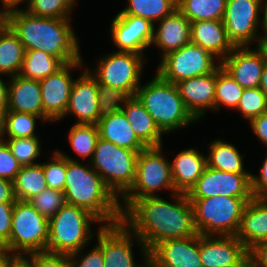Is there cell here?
<instances>
[{"instance_id":"obj_22","label":"cell","mask_w":267,"mask_h":267,"mask_svg":"<svg viewBox=\"0 0 267 267\" xmlns=\"http://www.w3.org/2000/svg\"><path fill=\"white\" fill-rule=\"evenodd\" d=\"M157 23L151 45L162 52V57L191 42V22L178 9Z\"/></svg>"},{"instance_id":"obj_29","label":"cell","mask_w":267,"mask_h":267,"mask_svg":"<svg viewBox=\"0 0 267 267\" xmlns=\"http://www.w3.org/2000/svg\"><path fill=\"white\" fill-rule=\"evenodd\" d=\"M25 49L17 34L0 18V73L7 77L19 74Z\"/></svg>"},{"instance_id":"obj_42","label":"cell","mask_w":267,"mask_h":267,"mask_svg":"<svg viewBox=\"0 0 267 267\" xmlns=\"http://www.w3.org/2000/svg\"><path fill=\"white\" fill-rule=\"evenodd\" d=\"M28 202L49 220L66 204V198L63 191L47 188Z\"/></svg>"},{"instance_id":"obj_55","label":"cell","mask_w":267,"mask_h":267,"mask_svg":"<svg viewBox=\"0 0 267 267\" xmlns=\"http://www.w3.org/2000/svg\"><path fill=\"white\" fill-rule=\"evenodd\" d=\"M12 255L9 253L8 249L0 244V267H6Z\"/></svg>"},{"instance_id":"obj_43","label":"cell","mask_w":267,"mask_h":267,"mask_svg":"<svg viewBox=\"0 0 267 267\" xmlns=\"http://www.w3.org/2000/svg\"><path fill=\"white\" fill-rule=\"evenodd\" d=\"M43 172L48 188L63 191L67 172V158L56 149L53 151L51 159L43 162Z\"/></svg>"},{"instance_id":"obj_44","label":"cell","mask_w":267,"mask_h":267,"mask_svg":"<svg viewBox=\"0 0 267 267\" xmlns=\"http://www.w3.org/2000/svg\"><path fill=\"white\" fill-rule=\"evenodd\" d=\"M32 267H72L69 255L48 251L29 253L22 256Z\"/></svg>"},{"instance_id":"obj_32","label":"cell","mask_w":267,"mask_h":267,"mask_svg":"<svg viewBox=\"0 0 267 267\" xmlns=\"http://www.w3.org/2000/svg\"><path fill=\"white\" fill-rule=\"evenodd\" d=\"M63 66L64 64L58 58L42 50L25 51L18 75L26 79L40 81L49 75L55 74Z\"/></svg>"},{"instance_id":"obj_21","label":"cell","mask_w":267,"mask_h":267,"mask_svg":"<svg viewBox=\"0 0 267 267\" xmlns=\"http://www.w3.org/2000/svg\"><path fill=\"white\" fill-rule=\"evenodd\" d=\"M186 108L200 121L207 110H214L216 71L176 83Z\"/></svg>"},{"instance_id":"obj_33","label":"cell","mask_w":267,"mask_h":267,"mask_svg":"<svg viewBox=\"0 0 267 267\" xmlns=\"http://www.w3.org/2000/svg\"><path fill=\"white\" fill-rule=\"evenodd\" d=\"M126 8L117 14L145 18L154 25L177 9L178 0H127Z\"/></svg>"},{"instance_id":"obj_49","label":"cell","mask_w":267,"mask_h":267,"mask_svg":"<svg viewBox=\"0 0 267 267\" xmlns=\"http://www.w3.org/2000/svg\"><path fill=\"white\" fill-rule=\"evenodd\" d=\"M248 123L259 142L267 147V112L251 119Z\"/></svg>"},{"instance_id":"obj_46","label":"cell","mask_w":267,"mask_h":267,"mask_svg":"<svg viewBox=\"0 0 267 267\" xmlns=\"http://www.w3.org/2000/svg\"><path fill=\"white\" fill-rule=\"evenodd\" d=\"M85 248L69 255L72 267H103L102 249L97 244L92 247V250H87L88 252H85Z\"/></svg>"},{"instance_id":"obj_35","label":"cell","mask_w":267,"mask_h":267,"mask_svg":"<svg viewBox=\"0 0 267 267\" xmlns=\"http://www.w3.org/2000/svg\"><path fill=\"white\" fill-rule=\"evenodd\" d=\"M227 0H178L177 9L190 21L223 20Z\"/></svg>"},{"instance_id":"obj_57","label":"cell","mask_w":267,"mask_h":267,"mask_svg":"<svg viewBox=\"0 0 267 267\" xmlns=\"http://www.w3.org/2000/svg\"><path fill=\"white\" fill-rule=\"evenodd\" d=\"M259 88L266 94L267 96V63L263 68L262 74H261V80Z\"/></svg>"},{"instance_id":"obj_19","label":"cell","mask_w":267,"mask_h":267,"mask_svg":"<svg viewBox=\"0 0 267 267\" xmlns=\"http://www.w3.org/2000/svg\"><path fill=\"white\" fill-rule=\"evenodd\" d=\"M199 255L203 267H236L249 250L236 236L199 234Z\"/></svg>"},{"instance_id":"obj_30","label":"cell","mask_w":267,"mask_h":267,"mask_svg":"<svg viewBox=\"0 0 267 267\" xmlns=\"http://www.w3.org/2000/svg\"><path fill=\"white\" fill-rule=\"evenodd\" d=\"M207 166L229 173H252L244 166V156L236 146L223 139H214L208 144Z\"/></svg>"},{"instance_id":"obj_34","label":"cell","mask_w":267,"mask_h":267,"mask_svg":"<svg viewBox=\"0 0 267 267\" xmlns=\"http://www.w3.org/2000/svg\"><path fill=\"white\" fill-rule=\"evenodd\" d=\"M37 119L42 117L8 110L0 120V138L38 137L36 132Z\"/></svg>"},{"instance_id":"obj_3","label":"cell","mask_w":267,"mask_h":267,"mask_svg":"<svg viewBox=\"0 0 267 267\" xmlns=\"http://www.w3.org/2000/svg\"><path fill=\"white\" fill-rule=\"evenodd\" d=\"M67 158L64 187L66 203L82 207L96 216L103 225L122 222L120 200L106 186L101 176L91 167L58 150Z\"/></svg>"},{"instance_id":"obj_56","label":"cell","mask_w":267,"mask_h":267,"mask_svg":"<svg viewBox=\"0 0 267 267\" xmlns=\"http://www.w3.org/2000/svg\"><path fill=\"white\" fill-rule=\"evenodd\" d=\"M262 35L267 34V0H262Z\"/></svg>"},{"instance_id":"obj_17","label":"cell","mask_w":267,"mask_h":267,"mask_svg":"<svg viewBox=\"0 0 267 267\" xmlns=\"http://www.w3.org/2000/svg\"><path fill=\"white\" fill-rule=\"evenodd\" d=\"M267 63L265 51L256 46L235 47L221 61V67L243 88H259L261 74Z\"/></svg>"},{"instance_id":"obj_31","label":"cell","mask_w":267,"mask_h":267,"mask_svg":"<svg viewBox=\"0 0 267 267\" xmlns=\"http://www.w3.org/2000/svg\"><path fill=\"white\" fill-rule=\"evenodd\" d=\"M47 188L43 163L22 166L13 180L14 196L18 201H28Z\"/></svg>"},{"instance_id":"obj_16","label":"cell","mask_w":267,"mask_h":267,"mask_svg":"<svg viewBox=\"0 0 267 267\" xmlns=\"http://www.w3.org/2000/svg\"><path fill=\"white\" fill-rule=\"evenodd\" d=\"M111 40L117 51L145 55L154 37V24L145 18L116 14L110 25Z\"/></svg>"},{"instance_id":"obj_7","label":"cell","mask_w":267,"mask_h":267,"mask_svg":"<svg viewBox=\"0 0 267 267\" xmlns=\"http://www.w3.org/2000/svg\"><path fill=\"white\" fill-rule=\"evenodd\" d=\"M163 147H147L139 152L132 187L119 199L122 212L134 200L156 196L163 189L177 192L173 185L171 162L163 155Z\"/></svg>"},{"instance_id":"obj_11","label":"cell","mask_w":267,"mask_h":267,"mask_svg":"<svg viewBox=\"0 0 267 267\" xmlns=\"http://www.w3.org/2000/svg\"><path fill=\"white\" fill-rule=\"evenodd\" d=\"M221 61L199 45L188 43L161 57L156 73L174 84L215 72Z\"/></svg>"},{"instance_id":"obj_40","label":"cell","mask_w":267,"mask_h":267,"mask_svg":"<svg viewBox=\"0 0 267 267\" xmlns=\"http://www.w3.org/2000/svg\"><path fill=\"white\" fill-rule=\"evenodd\" d=\"M247 121L267 112V96L260 88L243 90L240 102L236 108Z\"/></svg>"},{"instance_id":"obj_52","label":"cell","mask_w":267,"mask_h":267,"mask_svg":"<svg viewBox=\"0 0 267 267\" xmlns=\"http://www.w3.org/2000/svg\"><path fill=\"white\" fill-rule=\"evenodd\" d=\"M1 76H7L0 73ZM0 76V120L3 118L5 113L8 111V79L5 82ZM3 79V80H2Z\"/></svg>"},{"instance_id":"obj_10","label":"cell","mask_w":267,"mask_h":267,"mask_svg":"<svg viewBox=\"0 0 267 267\" xmlns=\"http://www.w3.org/2000/svg\"><path fill=\"white\" fill-rule=\"evenodd\" d=\"M145 57L134 52L114 51L97 59L94 68H86L99 84L121 89L131 97L142 84L145 62H148Z\"/></svg>"},{"instance_id":"obj_51","label":"cell","mask_w":267,"mask_h":267,"mask_svg":"<svg viewBox=\"0 0 267 267\" xmlns=\"http://www.w3.org/2000/svg\"><path fill=\"white\" fill-rule=\"evenodd\" d=\"M15 201L13 182L0 178V203H14Z\"/></svg>"},{"instance_id":"obj_14","label":"cell","mask_w":267,"mask_h":267,"mask_svg":"<svg viewBox=\"0 0 267 267\" xmlns=\"http://www.w3.org/2000/svg\"><path fill=\"white\" fill-rule=\"evenodd\" d=\"M187 196L189 199L215 196L254 198L251 173H229L207 166Z\"/></svg>"},{"instance_id":"obj_26","label":"cell","mask_w":267,"mask_h":267,"mask_svg":"<svg viewBox=\"0 0 267 267\" xmlns=\"http://www.w3.org/2000/svg\"><path fill=\"white\" fill-rule=\"evenodd\" d=\"M236 237L248 250L267 240V199L253 198L247 203Z\"/></svg>"},{"instance_id":"obj_9","label":"cell","mask_w":267,"mask_h":267,"mask_svg":"<svg viewBox=\"0 0 267 267\" xmlns=\"http://www.w3.org/2000/svg\"><path fill=\"white\" fill-rule=\"evenodd\" d=\"M49 220L28 201L14 202L10 240L4 245L12 256L47 251Z\"/></svg>"},{"instance_id":"obj_5","label":"cell","mask_w":267,"mask_h":267,"mask_svg":"<svg viewBox=\"0 0 267 267\" xmlns=\"http://www.w3.org/2000/svg\"><path fill=\"white\" fill-rule=\"evenodd\" d=\"M103 226L101 221L88 210L65 204L49 219V239L47 251L70 255L87 247L96 236L92 224Z\"/></svg>"},{"instance_id":"obj_39","label":"cell","mask_w":267,"mask_h":267,"mask_svg":"<svg viewBox=\"0 0 267 267\" xmlns=\"http://www.w3.org/2000/svg\"><path fill=\"white\" fill-rule=\"evenodd\" d=\"M1 139L5 140L21 166L38 163L36 160L41 156V142L39 137Z\"/></svg>"},{"instance_id":"obj_50","label":"cell","mask_w":267,"mask_h":267,"mask_svg":"<svg viewBox=\"0 0 267 267\" xmlns=\"http://www.w3.org/2000/svg\"><path fill=\"white\" fill-rule=\"evenodd\" d=\"M249 256L256 267H267V240L261 241L249 250Z\"/></svg>"},{"instance_id":"obj_6","label":"cell","mask_w":267,"mask_h":267,"mask_svg":"<svg viewBox=\"0 0 267 267\" xmlns=\"http://www.w3.org/2000/svg\"><path fill=\"white\" fill-rule=\"evenodd\" d=\"M252 199L226 196L189 199L198 234L236 236L243 211Z\"/></svg>"},{"instance_id":"obj_24","label":"cell","mask_w":267,"mask_h":267,"mask_svg":"<svg viewBox=\"0 0 267 267\" xmlns=\"http://www.w3.org/2000/svg\"><path fill=\"white\" fill-rule=\"evenodd\" d=\"M207 167V156L197 147L179 151L171 162L174 189L187 194Z\"/></svg>"},{"instance_id":"obj_59","label":"cell","mask_w":267,"mask_h":267,"mask_svg":"<svg viewBox=\"0 0 267 267\" xmlns=\"http://www.w3.org/2000/svg\"><path fill=\"white\" fill-rule=\"evenodd\" d=\"M260 47L265 51L267 57V34L262 35Z\"/></svg>"},{"instance_id":"obj_38","label":"cell","mask_w":267,"mask_h":267,"mask_svg":"<svg viewBox=\"0 0 267 267\" xmlns=\"http://www.w3.org/2000/svg\"><path fill=\"white\" fill-rule=\"evenodd\" d=\"M77 0H28L25 11L44 18H72Z\"/></svg>"},{"instance_id":"obj_58","label":"cell","mask_w":267,"mask_h":267,"mask_svg":"<svg viewBox=\"0 0 267 267\" xmlns=\"http://www.w3.org/2000/svg\"><path fill=\"white\" fill-rule=\"evenodd\" d=\"M236 267H256L255 262L253 259L248 256L244 261H242L238 266Z\"/></svg>"},{"instance_id":"obj_2","label":"cell","mask_w":267,"mask_h":267,"mask_svg":"<svg viewBox=\"0 0 267 267\" xmlns=\"http://www.w3.org/2000/svg\"><path fill=\"white\" fill-rule=\"evenodd\" d=\"M17 34L25 51L42 50L64 65L84 60L72 18H44L20 8L2 18Z\"/></svg>"},{"instance_id":"obj_15","label":"cell","mask_w":267,"mask_h":267,"mask_svg":"<svg viewBox=\"0 0 267 267\" xmlns=\"http://www.w3.org/2000/svg\"><path fill=\"white\" fill-rule=\"evenodd\" d=\"M84 60L65 64L55 74L40 80L44 123L59 121L68 107L73 83L72 70L85 69Z\"/></svg>"},{"instance_id":"obj_12","label":"cell","mask_w":267,"mask_h":267,"mask_svg":"<svg viewBox=\"0 0 267 267\" xmlns=\"http://www.w3.org/2000/svg\"><path fill=\"white\" fill-rule=\"evenodd\" d=\"M95 231L97 245L103 251V267H149V250L139 237L123 222L98 226ZM133 243L138 244L143 264H137L133 254ZM143 256V257H142Z\"/></svg>"},{"instance_id":"obj_41","label":"cell","mask_w":267,"mask_h":267,"mask_svg":"<svg viewBox=\"0 0 267 267\" xmlns=\"http://www.w3.org/2000/svg\"><path fill=\"white\" fill-rule=\"evenodd\" d=\"M99 119L119 112L130 96L123 90L98 83Z\"/></svg>"},{"instance_id":"obj_8","label":"cell","mask_w":267,"mask_h":267,"mask_svg":"<svg viewBox=\"0 0 267 267\" xmlns=\"http://www.w3.org/2000/svg\"><path fill=\"white\" fill-rule=\"evenodd\" d=\"M138 154L99 138L90 165L120 199L132 187Z\"/></svg>"},{"instance_id":"obj_20","label":"cell","mask_w":267,"mask_h":267,"mask_svg":"<svg viewBox=\"0 0 267 267\" xmlns=\"http://www.w3.org/2000/svg\"><path fill=\"white\" fill-rule=\"evenodd\" d=\"M98 81L87 68L75 79L65 115L76 118L75 124H94L99 121Z\"/></svg>"},{"instance_id":"obj_13","label":"cell","mask_w":267,"mask_h":267,"mask_svg":"<svg viewBox=\"0 0 267 267\" xmlns=\"http://www.w3.org/2000/svg\"><path fill=\"white\" fill-rule=\"evenodd\" d=\"M262 0H227L223 24L235 47L260 46L262 35ZM260 28V29H259Z\"/></svg>"},{"instance_id":"obj_54","label":"cell","mask_w":267,"mask_h":267,"mask_svg":"<svg viewBox=\"0 0 267 267\" xmlns=\"http://www.w3.org/2000/svg\"><path fill=\"white\" fill-rule=\"evenodd\" d=\"M6 267H32L22 256H12Z\"/></svg>"},{"instance_id":"obj_45","label":"cell","mask_w":267,"mask_h":267,"mask_svg":"<svg viewBox=\"0 0 267 267\" xmlns=\"http://www.w3.org/2000/svg\"><path fill=\"white\" fill-rule=\"evenodd\" d=\"M21 167L5 140L0 138V178L13 182Z\"/></svg>"},{"instance_id":"obj_27","label":"cell","mask_w":267,"mask_h":267,"mask_svg":"<svg viewBox=\"0 0 267 267\" xmlns=\"http://www.w3.org/2000/svg\"><path fill=\"white\" fill-rule=\"evenodd\" d=\"M99 137L114 145L136 152H141L147 146L137 137L124 112H114L99 119L97 123Z\"/></svg>"},{"instance_id":"obj_1","label":"cell","mask_w":267,"mask_h":267,"mask_svg":"<svg viewBox=\"0 0 267 267\" xmlns=\"http://www.w3.org/2000/svg\"><path fill=\"white\" fill-rule=\"evenodd\" d=\"M170 195L174 202L164 200L159 195L144 196L134 200L122 212V222L139 237L149 251L164 240L198 234L187 194L176 192Z\"/></svg>"},{"instance_id":"obj_36","label":"cell","mask_w":267,"mask_h":267,"mask_svg":"<svg viewBox=\"0 0 267 267\" xmlns=\"http://www.w3.org/2000/svg\"><path fill=\"white\" fill-rule=\"evenodd\" d=\"M67 137L71 149L83 160L90 162L100 138L97 125L74 123Z\"/></svg>"},{"instance_id":"obj_37","label":"cell","mask_w":267,"mask_h":267,"mask_svg":"<svg viewBox=\"0 0 267 267\" xmlns=\"http://www.w3.org/2000/svg\"><path fill=\"white\" fill-rule=\"evenodd\" d=\"M243 88L220 66L216 70L214 111L222 106L236 110Z\"/></svg>"},{"instance_id":"obj_4","label":"cell","mask_w":267,"mask_h":267,"mask_svg":"<svg viewBox=\"0 0 267 267\" xmlns=\"http://www.w3.org/2000/svg\"><path fill=\"white\" fill-rule=\"evenodd\" d=\"M155 75L151 81L141 84L135 96L160 131L169 135L196 123L198 120L186 108L176 84L163 80L157 73Z\"/></svg>"},{"instance_id":"obj_28","label":"cell","mask_w":267,"mask_h":267,"mask_svg":"<svg viewBox=\"0 0 267 267\" xmlns=\"http://www.w3.org/2000/svg\"><path fill=\"white\" fill-rule=\"evenodd\" d=\"M127 120L137 137L147 147L163 146L164 134L136 96H131L122 107Z\"/></svg>"},{"instance_id":"obj_47","label":"cell","mask_w":267,"mask_h":267,"mask_svg":"<svg viewBox=\"0 0 267 267\" xmlns=\"http://www.w3.org/2000/svg\"><path fill=\"white\" fill-rule=\"evenodd\" d=\"M14 203H0V244L10 240Z\"/></svg>"},{"instance_id":"obj_53","label":"cell","mask_w":267,"mask_h":267,"mask_svg":"<svg viewBox=\"0 0 267 267\" xmlns=\"http://www.w3.org/2000/svg\"><path fill=\"white\" fill-rule=\"evenodd\" d=\"M27 2L28 0H1L2 9L0 10V18H3L10 11L20 9V6H18L20 4L25 3L27 5Z\"/></svg>"},{"instance_id":"obj_48","label":"cell","mask_w":267,"mask_h":267,"mask_svg":"<svg viewBox=\"0 0 267 267\" xmlns=\"http://www.w3.org/2000/svg\"><path fill=\"white\" fill-rule=\"evenodd\" d=\"M251 188L254 198L267 199V154L259 170V175L251 173Z\"/></svg>"},{"instance_id":"obj_18","label":"cell","mask_w":267,"mask_h":267,"mask_svg":"<svg viewBox=\"0 0 267 267\" xmlns=\"http://www.w3.org/2000/svg\"><path fill=\"white\" fill-rule=\"evenodd\" d=\"M150 267H203L199 255V234L167 239L149 251Z\"/></svg>"},{"instance_id":"obj_25","label":"cell","mask_w":267,"mask_h":267,"mask_svg":"<svg viewBox=\"0 0 267 267\" xmlns=\"http://www.w3.org/2000/svg\"><path fill=\"white\" fill-rule=\"evenodd\" d=\"M8 110L43 118L40 82L19 75L8 78Z\"/></svg>"},{"instance_id":"obj_23","label":"cell","mask_w":267,"mask_h":267,"mask_svg":"<svg viewBox=\"0 0 267 267\" xmlns=\"http://www.w3.org/2000/svg\"><path fill=\"white\" fill-rule=\"evenodd\" d=\"M191 43L199 45L220 61L235 48L228 39L222 20H199L191 22Z\"/></svg>"}]
</instances>
